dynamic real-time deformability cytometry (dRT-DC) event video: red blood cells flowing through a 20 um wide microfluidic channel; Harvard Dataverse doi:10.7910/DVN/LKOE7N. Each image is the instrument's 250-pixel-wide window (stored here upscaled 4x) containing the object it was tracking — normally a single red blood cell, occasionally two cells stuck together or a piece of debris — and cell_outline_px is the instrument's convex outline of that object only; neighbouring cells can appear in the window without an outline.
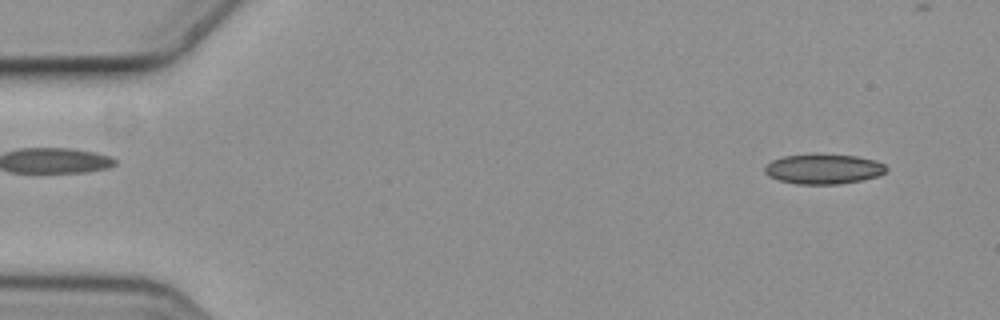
{"species": "common noctule bat (a hibernating species)", "species_latin": "Nyctalus noctula", "temperature_condition": "cold", "stored_images_in_passage": 10, "camera_frame_rate_fps": 3000, "um_per_image_px": 0.085, "animal": {"sex": "female", "body_mass_g": 19.3, "forearm_length_mm": 54.1}, "frame": {"image": 1, "passage_image": 1, "time_ms": 0.0, "image_size_px": [1000, 320], "cell_outline_px": [[888, 172], [880, 176], [840, 184], [796, 184], [780, 180], [768, 176], [764, 172], [764, 168], [772, 160], [784, 156], [816, 152], [856, 156], [876, 160], [884, 164], [888, 168]], "centroid_in_image_um": [70.03, 14.34], "position_along_channel_um": 15.0, "area_um2": 21.79}}
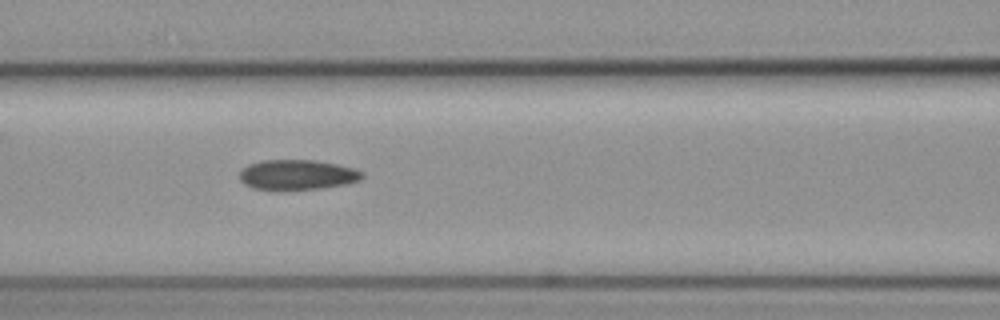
{"frame": {"image": 2, "passage_image": 6, "time_ms": 1.667, "image_size_px": [1000, 320], "cell_outline_px": [[364, 176], [360, 180], [344, 184], [320, 188], [252, 188], [244, 184], [240, 180], [240, 172], [248, 164], [260, 160], [316, 160], [356, 168], [364, 172]], "centroid_in_image_um": [25.3, 14.82], "position_along_channel_um": 141.3, "area_um2": 21.1}}
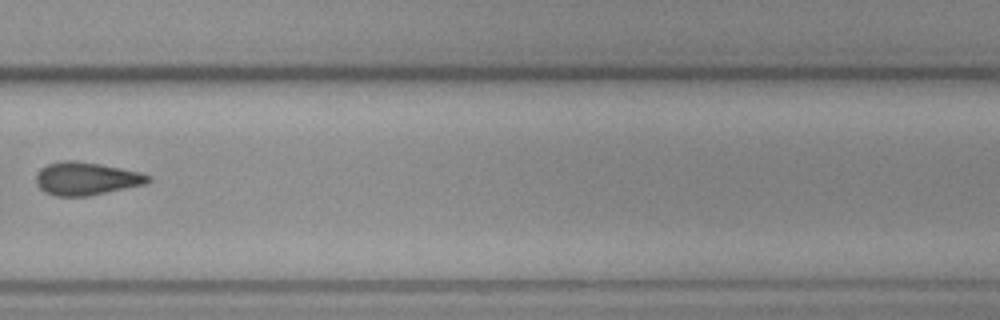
{"frame": {"image": 3, "passage_image": 10, "time_ms": 3.0, "image_size_px": [1000, 320], "cell_outline_px": [[152, 180], [144, 184], [88, 196], [56, 196], [44, 192], [36, 184], [36, 176], [40, 168], [48, 164], [64, 160], [76, 160], [100, 164], [140, 172], [152, 176]], "centroid_in_image_um": [7.31, 15.18], "position_along_channel_um": 322.5, "area_um2": 21.5}}